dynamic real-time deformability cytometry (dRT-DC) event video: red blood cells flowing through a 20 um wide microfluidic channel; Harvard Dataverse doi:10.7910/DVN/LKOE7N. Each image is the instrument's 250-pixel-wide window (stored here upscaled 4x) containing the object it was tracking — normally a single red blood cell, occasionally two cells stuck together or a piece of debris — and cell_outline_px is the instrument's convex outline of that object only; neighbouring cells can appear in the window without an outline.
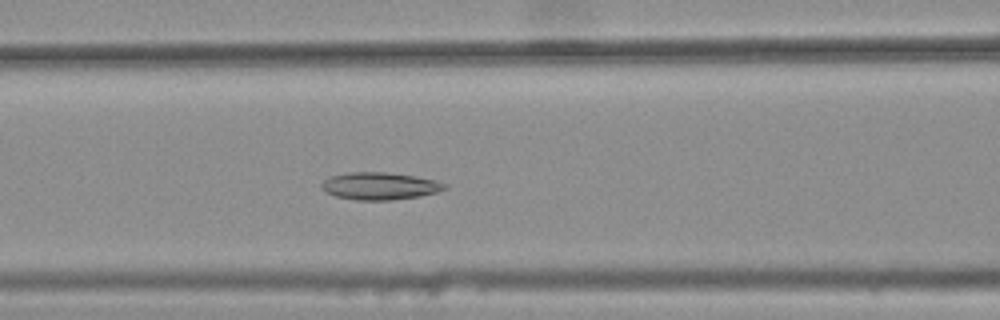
{"species": "common noctule bat (a hibernating species)", "species_latin": "Nyctalus noctula", "temperature_condition": "warm", "stored_images_in_passage": 32, "camera_frame_rate_fps": 3000, "um_per_image_px": 0.085, "animal": {"sex": "female", "body_mass_g": 25.1}, "frame": {"image": 1, "passage_image": 10, "time_ms": 3.0, "image_size_px": [1000, 320], "cell_outline_px": [[448, 188], [436, 192], [420, 196], [392, 200], [356, 200], [336, 196], [324, 192], [320, 188], [320, 184], [328, 176], [348, 172], [388, 172], [416, 176], [436, 180], [448, 184]], "centroid_in_image_um": [32.26, 15.8], "position_along_channel_um": 134.3, "area_um2": 19.94}}
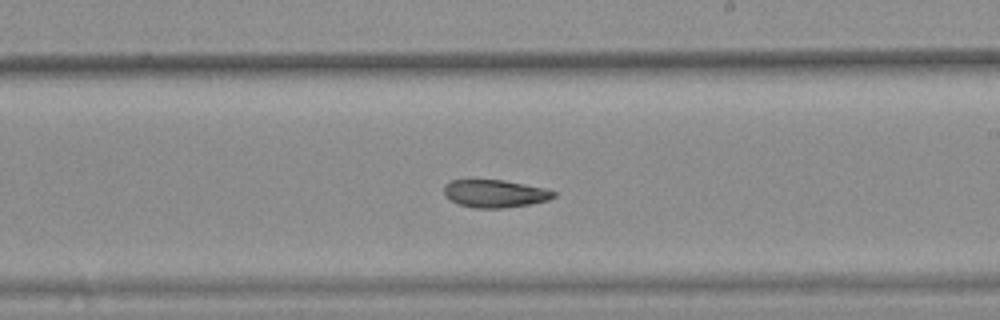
{"frame": {"image": 2, "passage_image": 19, "time_ms": 6.0, "image_size_px": [1000, 320], "cell_outline_px": [[556, 196], [548, 200], [528, 204], [504, 208], [476, 208], [460, 204], [444, 196], [444, 184], [452, 180], [504, 180], [544, 188], [556, 192]], "centroid_in_image_um": [42.06, 16.45], "position_along_channel_um": 246.9, "area_um2": 17.57}}
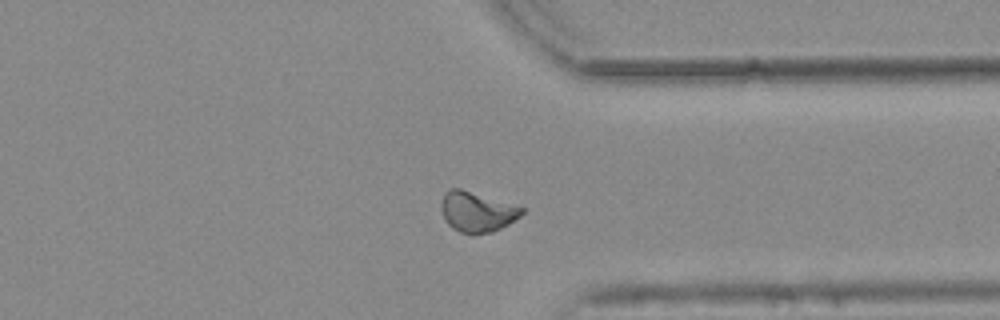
{"frame": {"image": 3, "passage_image": 29, "time_ms": 9.333, "image_size_px": [1000, 320], "cell_outline_px": [[524, 212], [520, 216], [508, 224], [492, 232], [460, 232], [452, 228], [448, 224], [440, 208], [440, 204], [444, 192], [452, 188], [460, 188], [524, 208]], "centroid_in_image_um": [40.51, 17.98], "position_along_channel_um": 370.9, "area_um2": 18.44}, "authors_computed_cell_mechanics": {"area_um2": 18.6405, "velocity_mm_per_s": 3.7645, "shape_relaxation_time_tau1_ms": null, "shape_relaxation_time_tau2_ms": 6.9691, "deformation_change_tau1": null, "deformation_change_tau2": 0.1293}}